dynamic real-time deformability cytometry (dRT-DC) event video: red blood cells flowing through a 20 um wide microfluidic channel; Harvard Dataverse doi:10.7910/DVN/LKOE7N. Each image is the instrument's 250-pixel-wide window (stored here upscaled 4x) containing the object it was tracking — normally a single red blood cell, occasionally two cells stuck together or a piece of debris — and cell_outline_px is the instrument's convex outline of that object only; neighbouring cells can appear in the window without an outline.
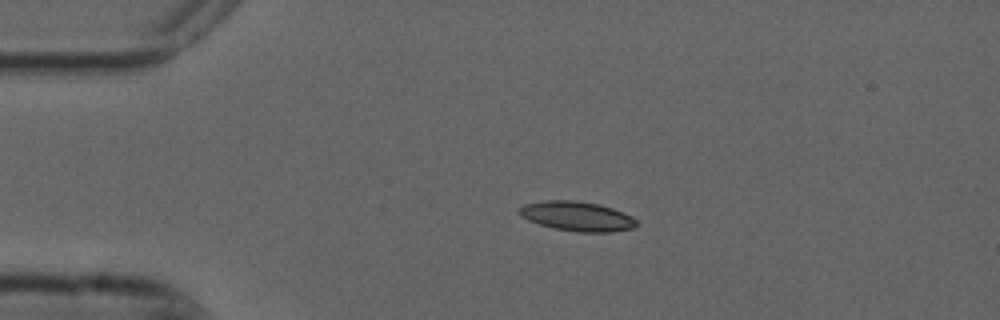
{"species": "common noctule bat (a hibernating species)", "species_latin": "Nyctalus noctula", "temperature_condition": "cold", "stored_images_in_passage": 3, "camera_frame_rate_fps": 3000, "um_per_image_px": 0.085, "animal": {"sex": "male", "forearm_length_mm": 52.5}, "frame": {"image": 1, "passage_image": 2, "time_ms": 0.333, "image_size_px": [1000, 320], "cell_outline_px": [[640, 224], [636, 228], [612, 232], [576, 232], [552, 228], [528, 220], [520, 216], [516, 212], [524, 204], [544, 200], [576, 200], [600, 204], [612, 208], [632, 216]], "centroid_in_image_um": [49.07, 18.38], "position_along_channel_um": 35.9, "area_um2": 20.58}}